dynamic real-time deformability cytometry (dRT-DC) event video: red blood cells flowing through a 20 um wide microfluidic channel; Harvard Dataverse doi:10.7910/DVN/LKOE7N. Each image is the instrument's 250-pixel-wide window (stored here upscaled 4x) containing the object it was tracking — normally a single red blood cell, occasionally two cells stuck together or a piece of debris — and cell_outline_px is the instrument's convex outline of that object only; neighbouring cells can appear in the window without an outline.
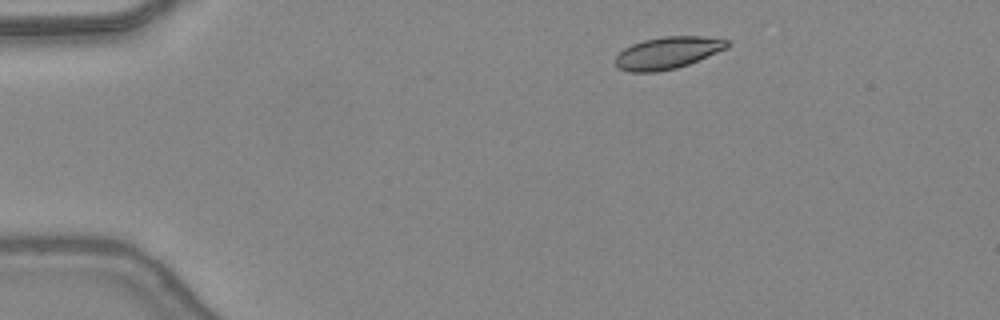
{"species": "common noctule bat (a hibernating species)", "species_latin": "Nyctalus noctula", "temperature_condition": "warm", "stored_images_in_passage": 41, "camera_frame_rate_fps": 3000, "um_per_image_px": 0.085, "animal": {"sex": "female", "body_mass_g": 24.6, "forearm_length_mm": 56.2}, "frame": {"image": 1, "passage_image": 2, "time_ms": 0.333, "image_size_px": [1000, 320], "cell_outline_px": [[728, 48], [688, 64], [676, 68], [656, 72], [628, 72], [620, 68], [616, 64], [616, 56], [624, 48], [632, 44], [644, 40], [664, 36], [704, 36], [728, 40]], "centroid_in_image_um": [56.75, 4.49], "position_along_channel_um": 28.2, "area_um2": 20.75}}
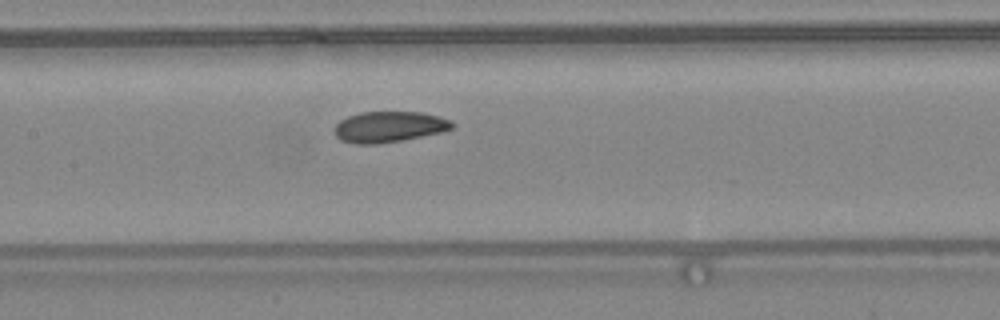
{"frame": {"image": 2, "passage_image": 17, "time_ms": 5.333, "image_size_px": [1000, 320], "cell_outline_px": [[456, 124], [452, 128], [440, 132], [404, 140], [376, 144], [356, 144], [340, 140], [336, 136], [336, 124], [340, 120], [348, 116], [360, 112], [420, 112], [436, 116], [448, 120]], "centroid_in_image_um": [33.05, 10.78], "position_along_channel_um": 174.4, "area_um2": 20.98}}
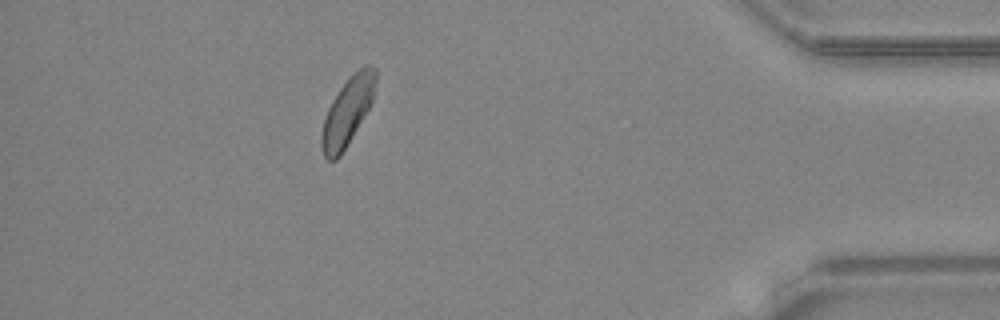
{"frame": {"image": 3, "passage_image": 36, "time_ms": 11.667, "image_size_px": [1000, 320], "cell_outline_px": [[376, 80], [372, 100], [368, 108], [340, 156], [336, 160], [328, 160], [324, 156], [320, 144], [320, 136], [324, 120], [328, 108], [332, 100], [340, 88], [352, 72], [364, 64], [368, 64], [376, 68]], "centroid_in_image_um": [29.52, 9.43], "position_along_channel_um": 405.7, "area_um2": 21.1}, "authors_computed_cell_mechanics": {"area_um2": 21.2126, "velocity_mm_per_s": 4.3827, "shape_relaxation_time_tau1_ms": 4.5092, "shape_relaxation_time_tau2_ms": null, "deformation_change_tau1": 0.1031, "deformation_change_tau2": null}}